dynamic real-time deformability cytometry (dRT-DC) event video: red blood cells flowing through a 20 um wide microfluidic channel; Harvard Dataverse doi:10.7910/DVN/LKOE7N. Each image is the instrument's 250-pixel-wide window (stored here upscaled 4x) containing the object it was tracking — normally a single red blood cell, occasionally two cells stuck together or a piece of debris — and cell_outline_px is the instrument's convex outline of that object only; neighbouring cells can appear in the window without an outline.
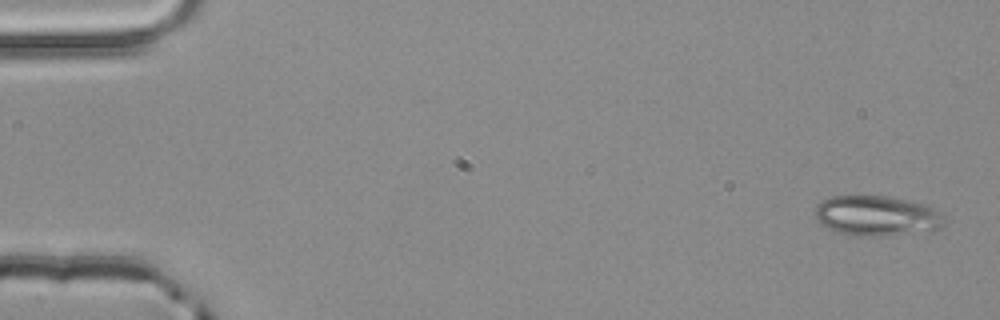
{"species": "common noctule bat (a hibernating species)", "species_latin": "Nyctalus noctula", "temperature_condition": "room temperature", "stored_images_in_passage": 3, "camera_frame_rate_fps": 3000, "um_per_image_px": 0.085, "animal": {"sex": "male", "body_mass_g": 20.4}, "frame": {"image": 1, "passage_image": 3, "time_ms": 0.667, "image_size_px": [1000, 320], "cell_outline_px": [[944, 224], [940, 228], [884, 236], [856, 236], [836, 232], [820, 224], [816, 220], [816, 204], [820, 200], [828, 196], [884, 196], [904, 200], [920, 204], [932, 208], [940, 212], [944, 216]], "centroid_in_image_um": [74.44, 18.34], "position_along_channel_um": 10.6, "area_um2": 30.0}}